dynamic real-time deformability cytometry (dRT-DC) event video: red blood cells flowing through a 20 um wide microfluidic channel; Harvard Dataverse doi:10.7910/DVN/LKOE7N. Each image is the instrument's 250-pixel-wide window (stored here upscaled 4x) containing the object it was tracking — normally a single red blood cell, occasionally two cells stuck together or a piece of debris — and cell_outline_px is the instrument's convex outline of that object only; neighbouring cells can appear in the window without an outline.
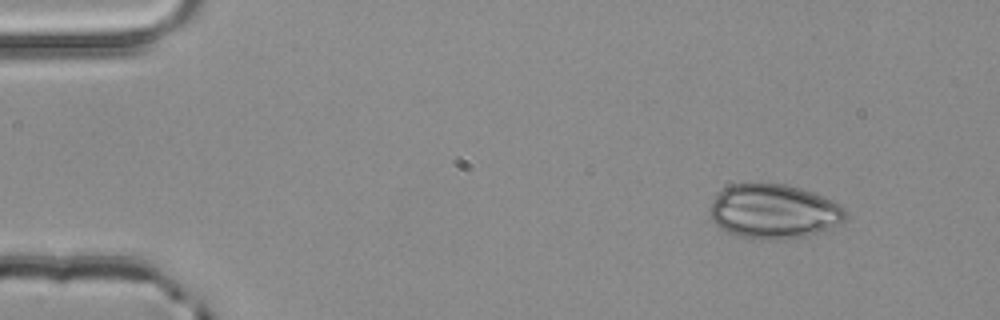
{"species": "common noctule bat (a hibernating species)", "species_latin": "Nyctalus noctula", "temperature_condition": "room temperature", "stored_images_in_passage": 3, "camera_frame_rate_fps": 3000, "um_per_image_px": 0.085, "animal": {"sex": "male", "body_mass_g": 20.4}, "frame": {"image": 1, "passage_image": 1, "time_ms": 0.0, "image_size_px": [1000, 320], "cell_outline_px": [[848, 220], [824, 232], [804, 236], [768, 240], [760, 240], [736, 236], [720, 228], [708, 216], [708, 208], [716, 196], [724, 188], [732, 184], [784, 184], [800, 188], [824, 196], [832, 200], [844, 208], [848, 212]], "centroid_in_image_um": [65.79, 17.99], "position_along_channel_um": 19.2, "area_um2": 43.47}}